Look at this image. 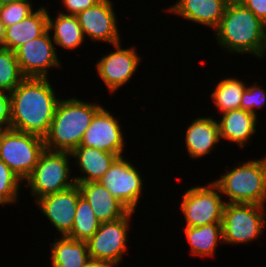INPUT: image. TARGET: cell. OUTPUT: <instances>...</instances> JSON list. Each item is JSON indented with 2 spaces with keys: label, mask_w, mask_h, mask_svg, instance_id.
<instances>
[{
  "label": "cell",
  "mask_w": 266,
  "mask_h": 267,
  "mask_svg": "<svg viewBox=\"0 0 266 267\" xmlns=\"http://www.w3.org/2000/svg\"><path fill=\"white\" fill-rule=\"evenodd\" d=\"M49 78L26 77L13 91L10 128L44 139L61 98Z\"/></svg>",
  "instance_id": "cell-1"
},
{
  "label": "cell",
  "mask_w": 266,
  "mask_h": 267,
  "mask_svg": "<svg viewBox=\"0 0 266 267\" xmlns=\"http://www.w3.org/2000/svg\"><path fill=\"white\" fill-rule=\"evenodd\" d=\"M213 32L218 46L225 52L265 58L266 24L238 0L229 1Z\"/></svg>",
  "instance_id": "cell-2"
},
{
  "label": "cell",
  "mask_w": 266,
  "mask_h": 267,
  "mask_svg": "<svg viewBox=\"0 0 266 267\" xmlns=\"http://www.w3.org/2000/svg\"><path fill=\"white\" fill-rule=\"evenodd\" d=\"M102 104L72 97L61 98L55 111L44 146L49 151L72 152L80 146L86 129Z\"/></svg>",
  "instance_id": "cell-3"
},
{
  "label": "cell",
  "mask_w": 266,
  "mask_h": 267,
  "mask_svg": "<svg viewBox=\"0 0 266 267\" xmlns=\"http://www.w3.org/2000/svg\"><path fill=\"white\" fill-rule=\"evenodd\" d=\"M213 182L219 187L225 203L266 205V157L240 161Z\"/></svg>",
  "instance_id": "cell-4"
},
{
  "label": "cell",
  "mask_w": 266,
  "mask_h": 267,
  "mask_svg": "<svg viewBox=\"0 0 266 267\" xmlns=\"http://www.w3.org/2000/svg\"><path fill=\"white\" fill-rule=\"evenodd\" d=\"M70 152L44 150L37 164L23 182L30 189V195L34 197V203L41 197L61 192L76 185L71 165ZM70 160V161H69Z\"/></svg>",
  "instance_id": "cell-5"
},
{
  "label": "cell",
  "mask_w": 266,
  "mask_h": 267,
  "mask_svg": "<svg viewBox=\"0 0 266 267\" xmlns=\"http://www.w3.org/2000/svg\"><path fill=\"white\" fill-rule=\"evenodd\" d=\"M265 207L259 204L226 203L222 218L223 242L240 245L259 240L266 226Z\"/></svg>",
  "instance_id": "cell-6"
},
{
  "label": "cell",
  "mask_w": 266,
  "mask_h": 267,
  "mask_svg": "<svg viewBox=\"0 0 266 267\" xmlns=\"http://www.w3.org/2000/svg\"><path fill=\"white\" fill-rule=\"evenodd\" d=\"M45 150L44 139L13 129L0 131V159L24 182Z\"/></svg>",
  "instance_id": "cell-7"
},
{
  "label": "cell",
  "mask_w": 266,
  "mask_h": 267,
  "mask_svg": "<svg viewBox=\"0 0 266 267\" xmlns=\"http://www.w3.org/2000/svg\"><path fill=\"white\" fill-rule=\"evenodd\" d=\"M207 183L206 186H192L183 193L178 207L184 216L185 227L222 223L225 199L213 181Z\"/></svg>",
  "instance_id": "cell-8"
},
{
  "label": "cell",
  "mask_w": 266,
  "mask_h": 267,
  "mask_svg": "<svg viewBox=\"0 0 266 267\" xmlns=\"http://www.w3.org/2000/svg\"><path fill=\"white\" fill-rule=\"evenodd\" d=\"M135 212L129 211L124 217L102 222L99 229L86 242L91 261L120 264L126 255L131 218Z\"/></svg>",
  "instance_id": "cell-9"
},
{
  "label": "cell",
  "mask_w": 266,
  "mask_h": 267,
  "mask_svg": "<svg viewBox=\"0 0 266 267\" xmlns=\"http://www.w3.org/2000/svg\"><path fill=\"white\" fill-rule=\"evenodd\" d=\"M125 158L118 157L99 182L129 211L136 212L144 183L136 166Z\"/></svg>",
  "instance_id": "cell-10"
},
{
  "label": "cell",
  "mask_w": 266,
  "mask_h": 267,
  "mask_svg": "<svg viewBox=\"0 0 266 267\" xmlns=\"http://www.w3.org/2000/svg\"><path fill=\"white\" fill-rule=\"evenodd\" d=\"M55 47L49 30L18 47L14 52L22 74L25 77L48 78L50 68H61Z\"/></svg>",
  "instance_id": "cell-11"
},
{
  "label": "cell",
  "mask_w": 266,
  "mask_h": 267,
  "mask_svg": "<svg viewBox=\"0 0 266 267\" xmlns=\"http://www.w3.org/2000/svg\"><path fill=\"white\" fill-rule=\"evenodd\" d=\"M112 46L115 51L113 49V52L102 56L96 63V72L110 94L129 83L142 61L133 45L123 48L119 42Z\"/></svg>",
  "instance_id": "cell-12"
},
{
  "label": "cell",
  "mask_w": 266,
  "mask_h": 267,
  "mask_svg": "<svg viewBox=\"0 0 266 267\" xmlns=\"http://www.w3.org/2000/svg\"><path fill=\"white\" fill-rule=\"evenodd\" d=\"M121 128L118 118L103 105L92 118L80 146L97 148L121 157L126 145L125 133Z\"/></svg>",
  "instance_id": "cell-13"
},
{
  "label": "cell",
  "mask_w": 266,
  "mask_h": 267,
  "mask_svg": "<svg viewBox=\"0 0 266 267\" xmlns=\"http://www.w3.org/2000/svg\"><path fill=\"white\" fill-rule=\"evenodd\" d=\"M112 2L100 0L94 6L76 15L85 38L88 37L94 42H107L111 45L121 42L117 14Z\"/></svg>",
  "instance_id": "cell-14"
},
{
  "label": "cell",
  "mask_w": 266,
  "mask_h": 267,
  "mask_svg": "<svg viewBox=\"0 0 266 267\" xmlns=\"http://www.w3.org/2000/svg\"><path fill=\"white\" fill-rule=\"evenodd\" d=\"M81 195V190L76 184L67 190L41 197L35 202L40 212L61 234L60 237L70 234Z\"/></svg>",
  "instance_id": "cell-15"
},
{
  "label": "cell",
  "mask_w": 266,
  "mask_h": 267,
  "mask_svg": "<svg viewBox=\"0 0 266 267\" xmlns=\"http://www.w3.org/2000/svg\"><path fill=\"white\" fill-rule=\"evenodd\" d=\"M230 0H178L165 12L215 30Z\"/></svg>",
  "instance_id": "cell-16"
},
{
  "label": "cell",
  "mask_w": 266,
  "mask_h": 267,
  "mask_svg": "<svg viewBox=\"0 0 266 267\" xmlns=\"http://www.w3.org/2000/svg\"><path fill=\"white\" fill-rule=\"evenodd\" d=\"M185 147L187 154L199 159L212 153L220 142L219 127L213 117H197L186 127Z\"/></svg>",
  "instance_id": "cell-17"
},
{
  "label": "cell",
  "mask_w": 266,
  "mask_h": 267,
  "mask_svg": "<svg viewBox=\"0 0 266 267\" xmlns=\"http://www.w3.org/2000/svg\"><path fill=\"white\" fill-rule=\"evenodd\" d=\"M220 117L217 120L220 141L236 143L240 148L252 141L257 132V116L240 108L224 112Z\"/></svg>",
  "instance_id": "cell-18"
},
{
  "label": "cell",
  "mask_w": 266,
  "mask_h": 267,
  "mask_svg": "<svg viewBox=\"0 0 266 267\" xmlns=\"http://www.w3.org/2000/svg\"><path fill=\"white\" fill-rule=\"evenodd\" d=\"M80 176H74L75 183L99 182L113 162L119 157L93 147L79 146L71 152ZM82 172V173H81Z\"/></svg>",
  "instance_id": "cell-19"
},
{
  "label": "cell",
  "mask_w": 266,
  "mask_h": 267,
  "mask_svg": "<svg viewBox=\"0 0 266 267\" xmlns=\"http://www.w3.org/2000/svg\"><path fill=\"white\" fill-rule=\"evenodd\" d=\"M76 184L101 223L118 220L129 212L100 182Z\"/></svg>",
  "instance_id": "cell-20"
},
{
  "label": "cell",
  "mask_w": 266,
  "mask_h": 267,
  "mask_svg": "<svg viewBox=\"0 0 266 267\" xmlns=\"http://www.w3.org/2000/svg\"><path fill=\"white\" fill-rule=\"evenodd\" d=\"M48 14L49 11L42 5L22 21L6 27L5 48L15 51L26 42L43 35L48 30Z\"/></svg>",
  "instance_id": "cell-21"
},
{
  "label": "cell",
  "mask_w": 266,
  "mask_h": 267,
  "mask_svg": "<svg viewBox=\"0 0 266 267\" xmlns=\"http://www.w3.org/2000/svg\"><path fill=\"white\" fill-rule=\"evenodd\" d=\"M51 245L52 267H87L92 262L85 241L62 236Z\"/></svg>",
  "instance_id": "cell-22"
},
{
  "label": "cell",
  "mask_w": 266,
  "mask_h": 267,
  "mask_svg": "<svg viewBox=\"0 0 266 267\" xmlns=\"http://www.w3.org/2000/svg\"><path fill=\"white\" fill-rule=\"evenodd\" d=\"M190 254L200 257L215 255L218 244H223L222 223H209L200 227H184Z\"/></svg>",
  "instance_id": "cell-23"
},
{
  "label": "cell",
  "mask_w": 266,
  "mask_h": 267,
  "mask_svg": "<svg viewBox=\"0 0 266 267\" xmlns=\"http://www.w3.org/2000/svg\"><path fill=\"white\" fill-rule=\"evenodd\" d=\"M54 19L48 14V30L55 45L66 50L78 49L85 40L82 28L76 15H65L60 12ZM53 32V33H52Z\"/></svg>",
  "instance_id": "cell-24"
},
{
  "label": "cell",
  "mask_w": 266,
  "mask_h": 267,
  "mask_svg": "<svg viewBox=\"0 0 266 267\" xmlns=\"http://www.w3.org/2000/svg\"><path fill=\"white\" fill-rule=\"evenodd\" d=\"M248 84L236 77L219 80L215 90L209 94L219 112L240 109L241 98Z\"/></svg>",
  "instance_id": "cell-25"
},
{
  "label": "cell",
  "mask_w": 266,
  "mask_h": 267,
  "mask_svg": "<svg viewBox=\"0 0 266 267\" xmlns=\"http://www.w3.org/2000/svg\"><path fill=\"white\" fill-rule=\"evenodd\" d=\"M100 224L89 202L81 195L74 215V224L67 237L87 242L99 229Z\"/></svg>",
  "instance_id": "cell-26"
},
{
  "label": "cell",
  "mask_w": 266,
  "mask_h": 267,
  "mask_svg": "<svg viewBox=\"0 0 266 267\" xmlns=\"http://www.w3.org/2000/svg\"><path fill=\"white\" fill-rule=\"evenodd\" d=\"M25 78L15 52L7 48H0V91L10 93Z\"/></svg>",
  "instance_id": "cell-27"
},
{
  "label": "cell",
  "mask_w": 266,
  "mask_h": 267,
  "mask_svg": "<svg viewBox=\"0 0 266 267\" xmlns=\"http://www.w3.org/2000/svg\"><path fill=\"white\" fill-rule=\"evenodd\" d=\"M23 181L0 159V206L18 202Z\"/></svg>",
  "instance_id": "cell-28"
},
{
  "label": "cell",
  "mask_w": 266,
  "mask_h": 267,
  "mask_svg": "<svg viewBox=\"0 0 266 267\" xmlns=\"http://www.w3.org/2000/svg\"><path fill=\"white\" fill-rule=\"evenodd\" d=\"M31 0H19L8 5L0 6V21L9 27L17 24L34 12Z\"/></svg>",
  "instance_id": "cell-29"
},
{
  "label": "cell",
  "mask_w": 266,
  "mask_h": 267,
  "mask_svg": "<svg viewBox=\"0 0 266 267\" xmlns=\"http://www.w3.org/2000/svg\"><path fill=\"white\" fill-rule=\"evenodd\" d=\"M261 84L248 85L243 92L240 108L258 117L255 109L263 108L266 103V90L261 88Z\"/></svg>",
  "instance_id": "cell-30"
},
{
  "label": "cell",
  "mask_w": 266,
  "mask_h": 267,
  "mask_svg": "<svg viewBox=\"0 0 266 267\" xmlns=\"http://www.w3.org/2000/svg\"><path fill=\"white\" fill-rule=\"evenodd\" d=\"M11 99L10 93L0 91V131L10 129Z\"/></svg>",
  "instance_id": "cell-31"
},
{
  "label": "cell",
  "mask_w": 266,
  "mask_h": 267,
  "mask_svg": "<svg viewBox=\"0 0 266 267\" xmlns=\"http://www.w3.org/2000/svg\"><path fill=\"white\" fill-rule=\"evenodd\" d=\"M100 0H61V3L66 8L67 12L64 13L58 10V12L65 15H77L79 12L94 6Z\"/></svg>",
  "instance_id": "cell-32"
},
{
  "label": "cell",
  "mask_w": 266,
  "mask_h": 267,
  "mask_svg": "<svg viewBox=\"0 0 266 267\" xmlns=\"http://www.w3.org/2000/svg\"><path fill=\"white\" fill-rule=\"evenodd\" d=\"M266 24V0H238Z\"/></svg>",
  "instance_id": "cell-33"
},
{
  "label": "cell",
  "mask_w": 266,
  "mask_h": 267,
  "mask_svg": "<svg viewBox=\"0 0 266 267\" xmlns=\"http://www.w3.org/2000/svg\"><path fill=\"white\" fill-rule=\"evenodd\" d=\"M87 267H118V264L111 262H94L92 261Z\"/></svg>",
  "instance_id": "cell-34"
},
{
  "label": "cell",
  "mask_w": 266,
  "mask_h": 267,
  "mask_svg": "<svg viewBox=\"0 0 266 267\" xmlns=\"http://www.w3.org/2000/svg\"><path fill=\"white\" fill-rule=\"evenodd\" d=\"M5 34H6V27L0 21V48H5Z\"/></svg>",
  "instance_id": "cell-35"
},
{
  "label": "cell",
  "mask_w": 266,
  "mask_h": 267,
  "mask_svg": "<svg viewBox=\"0 0 266 267\" xmlns=\"http://www.w3.org/2000/svg\"><path fill=\"white\" fill-rule=\"evenodd\" d=\"M19 0H0V6L8 5Z\"/></svg>",
  "instance_id": "cell-36"
}]
</instances>
